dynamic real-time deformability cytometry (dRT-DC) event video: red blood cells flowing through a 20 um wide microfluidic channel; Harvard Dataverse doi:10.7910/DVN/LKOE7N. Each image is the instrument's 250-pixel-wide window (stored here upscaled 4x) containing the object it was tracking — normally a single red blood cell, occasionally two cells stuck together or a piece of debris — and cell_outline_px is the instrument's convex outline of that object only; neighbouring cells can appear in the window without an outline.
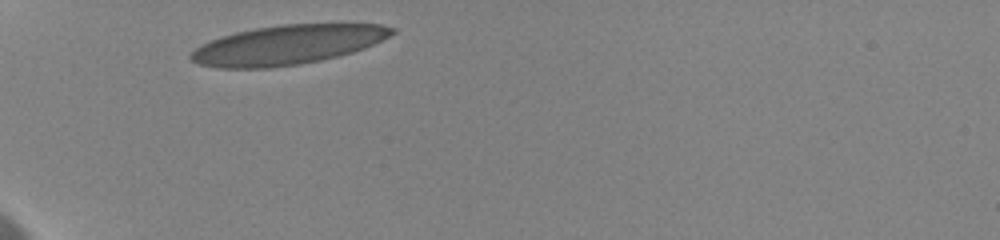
{"species": "human", "species_latin": "Homo sapiens", "temperature_condition": "cold", "stored_images_in_passage": 4, "camera_frame_rate_fps": 3000, "um_per_image_px": 0.085, "donor": {"sex": "female"}, "frame": {"image": 1, "passage_image": 1, "time_ms": 0.0, "image_size_px": [1000, 240], "cell_outline_px": [[396, 32], [364, 48], [352, 52], [320, 60], [300, 64], [268, 68], [220, 68], [200, 64], [192, 60], [188, 56], [200, 44], [220, 36], [236, 32], [256, 28], [280, 24], [380, 24], [396, 28]], "centroid_in_image_um": [24.41, 3.8], "position_along_channel_um": 60.6, "area_um2": 45.89}}